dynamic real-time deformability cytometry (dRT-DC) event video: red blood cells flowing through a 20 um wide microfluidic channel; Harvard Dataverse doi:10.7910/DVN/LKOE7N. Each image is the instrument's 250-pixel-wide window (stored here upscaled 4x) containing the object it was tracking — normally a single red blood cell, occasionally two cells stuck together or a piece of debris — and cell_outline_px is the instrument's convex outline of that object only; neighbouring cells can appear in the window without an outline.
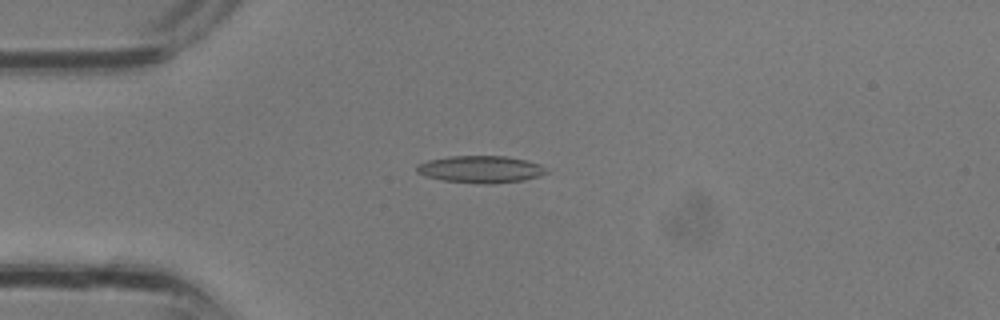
{"species": "common noctule bat (a hibernating species)", "species_latin": "Nyctalus noctula", "temperature_condition": "room temperature", "stored_images_in_passage": 2, "camera_frame_rate_fps": 3000, "um_per_image_px": 0.085, "animal": {"sex": "male", "body_mass_g": 13.3}, "frame": {"image": 1, "passage_image": 2, "time_ms": 0.333, "image_size_px": [1000, 320], "cell_outline_px": [[548, 172], [540, 176], [524, 180], [492, 184], [484, 184], [444, 180], [424, 176], [416, 172], [416, 164], [428, 160], [448, 156], [504, 156], [524, 160], [540, 164]], "centroid_in_image_um": [40.82, 14.39], "position_along_channel_um": 44.2, "area_um2": 20.46}}